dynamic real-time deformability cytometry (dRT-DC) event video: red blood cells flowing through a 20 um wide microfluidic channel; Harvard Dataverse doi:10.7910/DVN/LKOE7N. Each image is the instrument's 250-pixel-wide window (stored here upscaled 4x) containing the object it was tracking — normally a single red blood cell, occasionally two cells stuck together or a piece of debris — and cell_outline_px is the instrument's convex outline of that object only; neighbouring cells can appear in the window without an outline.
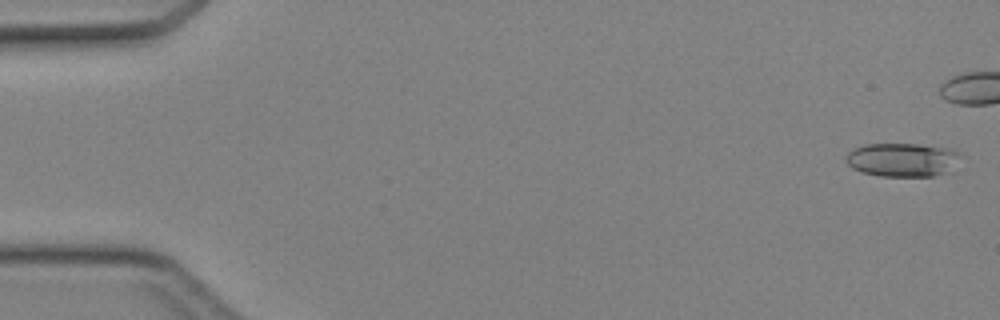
{"species": "Egyptian fruit bat (a non-hibernating species)", "species_latin": "Rousettus aegyptiacus", "temperature_condition": "cold", "stored_images_in_passage": 36, "camera_frame_rate_fps": 3000, "um_per_image_px": 0.085, "animal": {"sex": "female"}, "frame": {"image": 1, "passage_image": 1, "time_ms": 0.0, "image_size_px": [1000, 320], "cell_outline_px": [[964, 156], [944, 172], [936, 176], [880, 176], [860, 172], [852, 168], [844, 160], [848, 152], [852, 148], [864, 144], [916, 144], [952, 148], [960, 152]], "centroid_in_image_um": [76.68, 13.56], "position_along_channel_um": 8.3, "area_um2": 22.72}}
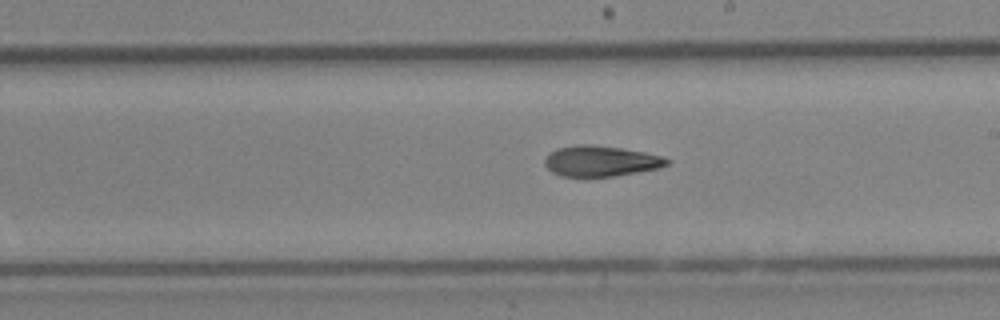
{"frame": {"image": 2, "passage_image": 26, "time_ms": 8.333, "image_size_px": [1000, 320], "cell_outline_px": [[672, 160], [668, 164], [660, 168], [612, 176], [560, 176], [552, 172], [544, 164], [544, 160], [556, 148], [580, 144], [588, 144], [620, 148], [644, 152], [664, 156]], "centroid_in_image_um": [51.09, 13.69], "position_along_channel_um": 237.9, "area_um2": 21.68}}
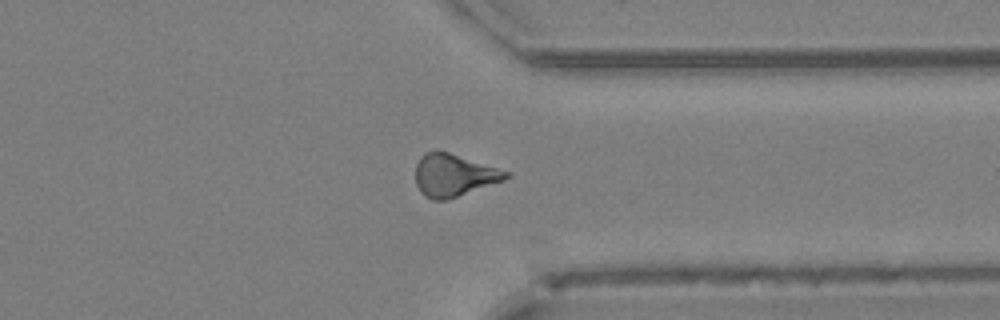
{"frame": {"image": 3, "passage_image": 35, "time_ms": 11.333, "image_size_px": [1000, 320], "cell_outline_px": [[512, 176], [504, 180], [444, 200], [432, 200], [424, 196], [420, 192], [416, 184], [416, 164], [420, 156], [428, 152], [448, 152], [512, 172]], "centroid_in_image_um": [38.58, 14.9], "position_along_channel_um": 372.8, "area_um2": 22.08}}